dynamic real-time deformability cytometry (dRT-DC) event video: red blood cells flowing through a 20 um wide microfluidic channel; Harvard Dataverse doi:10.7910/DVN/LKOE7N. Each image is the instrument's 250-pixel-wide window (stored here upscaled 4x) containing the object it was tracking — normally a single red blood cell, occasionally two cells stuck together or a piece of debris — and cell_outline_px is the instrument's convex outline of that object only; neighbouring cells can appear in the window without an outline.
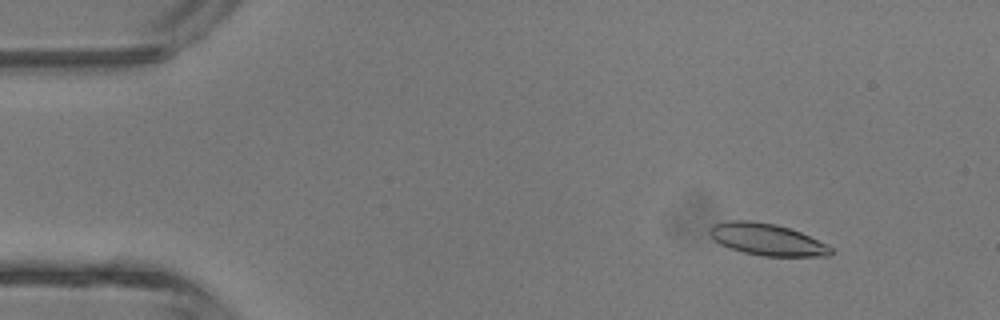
{"species": "common noctule bat (a hibernating species)", "species_latin": "Nyctalus noctula", "temperature_condition": "room temperature", "stored_images_in_passage": 3, "camera_frame_rate_fps": 3000, "um_per_image_px": 0.085, "animal": {"sex": "male", "body_mass_g": 13.3}, "frame": {"image": 1, "passage_image": 1, "time_ms": 0.0, "image_size_px": [1000, 320], "cell_outline_px": [[832, 252], [828, 256], [760, 256], [728, 248], [720, 244], [708, 232], [708, 228], [712, 224], [728, 220], [748, 220], [776, 224], [800, 232], [828, 244], [832, 248]], "centroid_in_image_um": [65.17, 20.35], "position_along_channel_um": 19.8, "area_um2": 22.54}}
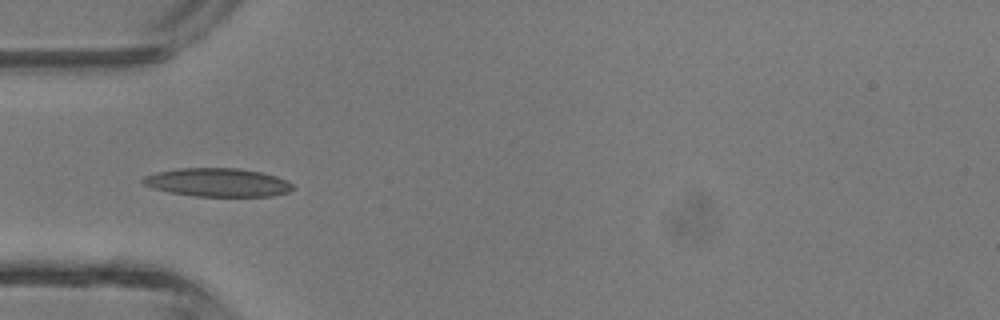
{"frame": {"image": 2, "passage_image": 3, "time_ms": 3.0, "image_size_px": [1000, 320], "cell_outline_px": [[292, 188], [288, 192], [272, 196], [196, 196], [172, 192], [152, 188], [144, 184], [140, 180], [144, 176], [156, 172], [176, 168], [240, 168], [260, 172], [276, 176], [292, 184]], "centroid_in_image_um": [18.46, 15.5], "position_along_channel_um": 66.5, "area_um2": 24.68}}